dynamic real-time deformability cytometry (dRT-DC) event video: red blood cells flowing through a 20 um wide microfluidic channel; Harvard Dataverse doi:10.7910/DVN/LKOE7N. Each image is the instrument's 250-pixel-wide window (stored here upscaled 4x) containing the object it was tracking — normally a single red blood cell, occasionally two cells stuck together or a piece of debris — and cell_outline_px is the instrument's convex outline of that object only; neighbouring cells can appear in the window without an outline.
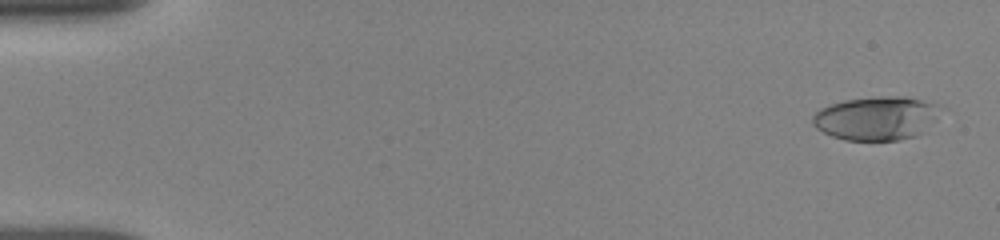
{"species": "human", "species_latin": "Homo sapiens", "temperature_condition": "room temperature", "stored_images_in_passage": 65, "camera_frame_rate_fps": 3000, "um_per_image_px": 0.085, "donor": {"sex": "female"}, "frame": {"image": 1, "passage_image": 2, "time_ms": 0.333, "image_size_px": [1000, 240], "cell_outline_px": [[940, 104], [924, 132], [916, 136], [900, 140], [844, 140], [832, 136], [816, 128], [812, 124], [812, 116], [820, 108], [844, 100], [880, 96], [904, 96]], "centroid_in_image_um": [74.43, 10.05], "position_along_channel_um": 10.6, "area_um2": 32.19}}
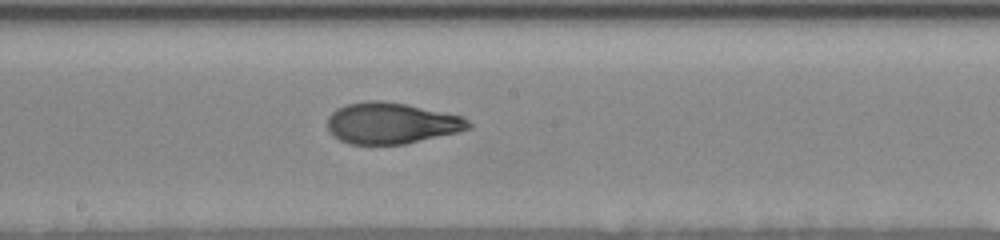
{"frame": {"image": 2, "passage_image": 33, "time_ms": 9.333, "image_size_px": [1000, 240], "cell_outline_px": [[472, 128], [460, 132], [404, 144], [348, 144], [332, 136], [328, 132], [328, 116], [336, 108], [348, 104], [368, 100], [384, 100], [464, 116], [472, 124]], "centroid_in_image_um": [33.27, 10.47], "position_along_channel_um": 214.9, "area_um2": 34.1}}
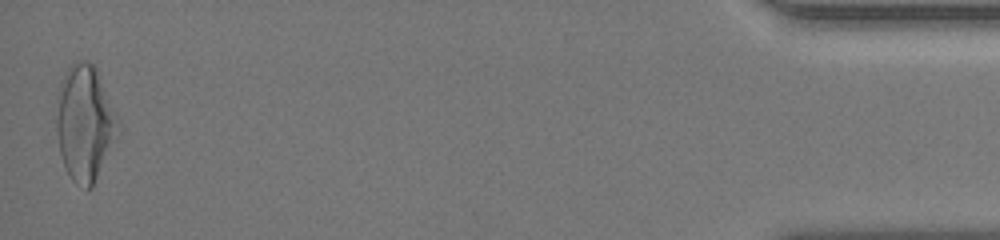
{"frame": {"image": 3, "passage_image": 65, "time_ms": 17.0, "image_size_px": [1000, 240], "cell_outline_px": [[120, 120], [92, 188], [88, 188], [76, 184], [72, 180], [64, 164], [60, 152], [56, 132], [56, 92], [60, 80], [68, 68], [76, 60], [88, 60], [96, 68]], "centroid_in_image_um": [7.15, 10.37], "position_along_channel_um": 428.1, "area_um2": 40.92}, "authors_computed_cell_mechanics": {"area_um2": 33.4084, "velocity_mm_per_s": 3.8567, "shape_relaxation_time_tau1_ms": 7.4954, "shape_relaxation_time_tau2_ms": 1.2085, "deformation_change_tau1": 0.2477, "deformation_change_tau2": 0.08}}